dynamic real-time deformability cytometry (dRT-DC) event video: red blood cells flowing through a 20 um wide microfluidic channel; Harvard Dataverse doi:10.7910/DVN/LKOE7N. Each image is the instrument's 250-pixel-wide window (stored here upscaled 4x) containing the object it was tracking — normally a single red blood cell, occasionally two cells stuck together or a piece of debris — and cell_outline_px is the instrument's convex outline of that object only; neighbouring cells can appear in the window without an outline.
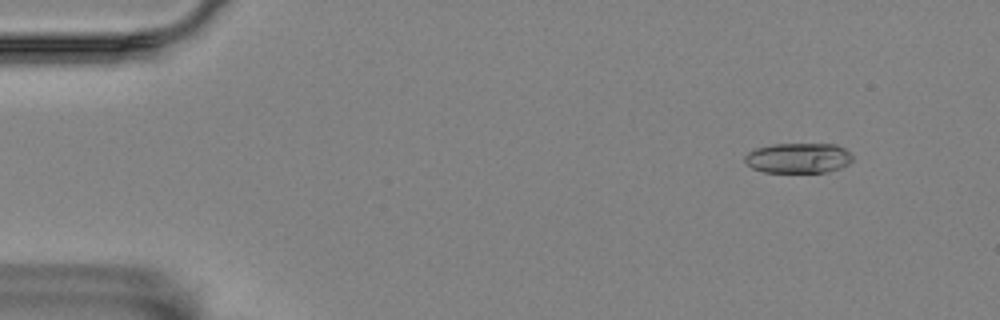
{"species": "Egyptian fruit bat (a non-hibernating species)", "species_latin": "Rousettus aegyptiacus", "temperature_condition": "room temperature", "stored_images_in_passage": 49, "camera_frame_rate_fps": 3000, "um_per_image_px": 0.085, "animal": {"sex": "female"}, "frame": {"image": 1, "passage_image": 1, "time_ms": 0.0, "image_size_px": [1000, 320], "cell_outline_px": [[852, 160], [848, 164], [840, 168], [828, 172], [764, 172], [752, 168], [744, 160], [744, 156], [748, 152], [756, 148], [772, 144], [836, 144], [844, 148], [852, 156]], "centroid_in_image_um": [67.85, 13.43], "position_along_channel_um": 17.2, "area_um2": 18.96}}
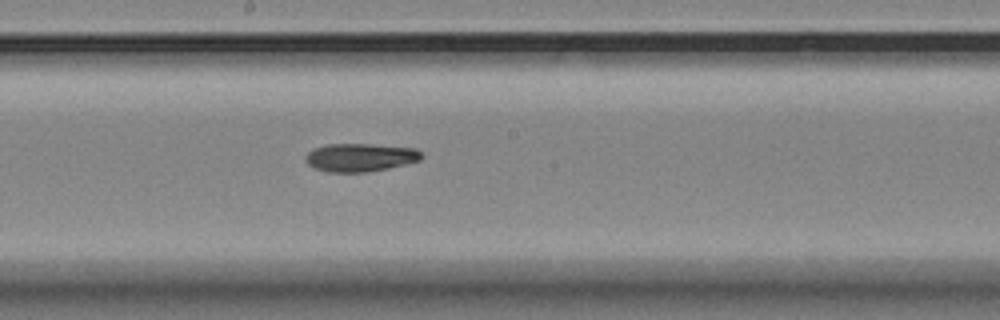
{"frame": {"image": 2, "passage_image": 26, "time_ms": 8.333, "image_size_px": [1000, 320], "cell_outline_px": [[424, 156], [420, 160], [388, 168], [364, 172], [328, 172], [316, 168], [308, 164], [304, 160], [304, 156], [312, 148], [328, 144], [368, 144], [416, 148]], "centroid_in_image_um": [30.58, 13.37], "position_along_channel_um": 217.6, "area_um2": 19.02}}
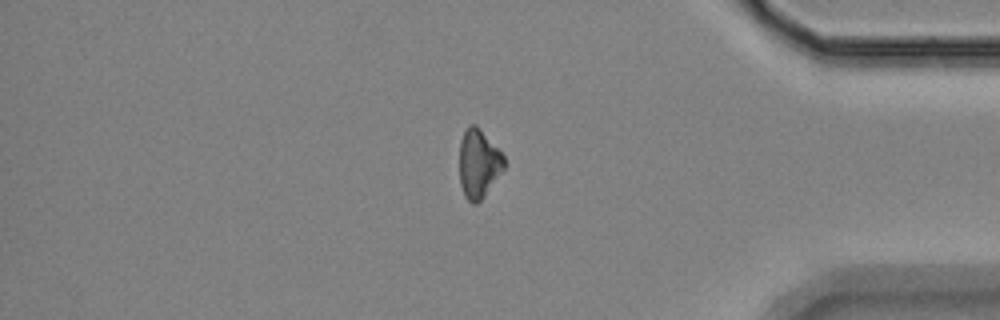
{"frame": {"image": 3, "passage_image": 43, "time_ms": 14.0, "image_size_px": [1000, 320], "cell_outline_px": [[504, 168], [484, 196], [476, 204], [472, 204], [464, 196], [460, 184], [460, 140], [468, 124], [476, 124], [480, 128], [504, 156]], "centroid_in_image_um": [40.66, 13.9], "position_along_channel_um": 394.5, "area_um2": 17.74}}